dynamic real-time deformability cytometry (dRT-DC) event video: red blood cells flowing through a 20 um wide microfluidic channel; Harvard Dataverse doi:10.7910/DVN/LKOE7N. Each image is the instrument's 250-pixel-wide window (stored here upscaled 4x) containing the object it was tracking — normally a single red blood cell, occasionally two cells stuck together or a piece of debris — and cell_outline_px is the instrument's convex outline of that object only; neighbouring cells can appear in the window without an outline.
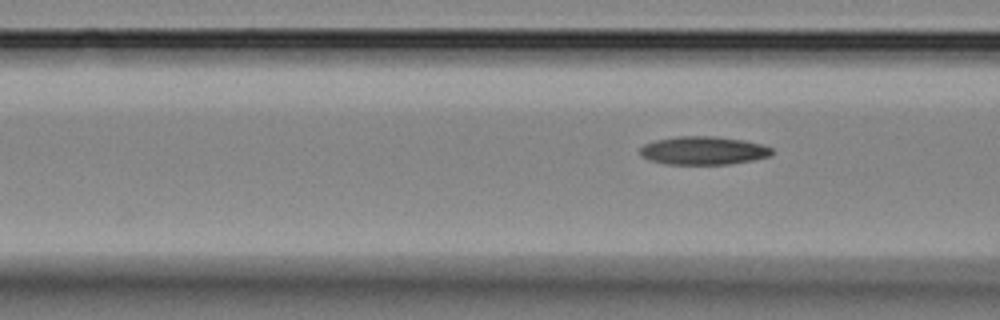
{"species": "Egyptian fruit bat (a non-hibernating species)", "species_latin": "Rousettus aegyptiacus", "temperature_condition": "room temperature", "stored_images_in_passage": 8, "camera_frame_rate_fps": 3000, "um_per_image_px": 0.085, "animal": {"sex": "female"}, "frame": {"image": 1, "passage_image": 5, "time_ms": 5.667, "image_size_px": [1000, 320], "cell_outline_px": [[772, 156], [752, 160], [728, 164], [664, 164], [648, 160], [640, 152], [640, 148], [644, 144], [656, 140], [676, 136], [716, 136], [744, 140], [760, 144], [772, 148]], "centroid_in_image_um": [59.79, 12.79], "position_along_channel_um": 106.8, "area_um2": 21.73}}
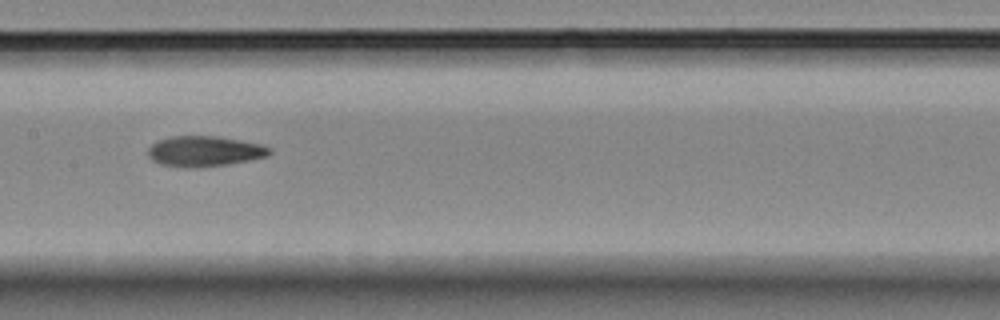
{"frame": {"image": 2, "passage_image": 7, "time_ms": 8.0, "image_size_px": [1000, 320], "cell_outline_px": [[272, 152], [268, 156], [228, 164], [160, 164], [152, 160], [148, 156], [148, 148], [156, 140], [168, 136], [216, 136], [240, 140], [260, 144], [272, 148]], "centroid_in_image_um": [17.4, 12.79], "position_along_channel_um": 190.0, "area_um2": 20.63}}
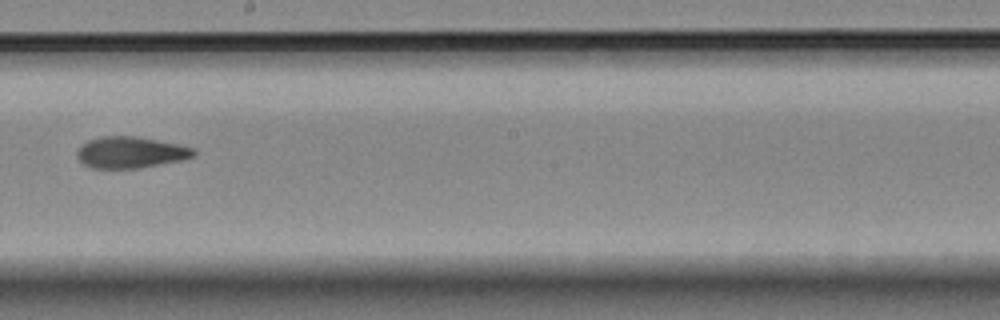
{"frame": {"image": 3, "passage_image": 8, "time_ms": 9.333, "image_size_px": [1000, 320], "cell_outline_px": [[196, 156], [180, 160], [140, 168], [92, 168], [84, 164], [76, 156], [76, 152], [80, 144], [88, 140], [100, 136], [136, 136], [180, 144], [196, 148]], "centroid_in_image_um": [11.1, 12.94], "position_along_channel_um": 237.1, "area_um2": 21.56}}